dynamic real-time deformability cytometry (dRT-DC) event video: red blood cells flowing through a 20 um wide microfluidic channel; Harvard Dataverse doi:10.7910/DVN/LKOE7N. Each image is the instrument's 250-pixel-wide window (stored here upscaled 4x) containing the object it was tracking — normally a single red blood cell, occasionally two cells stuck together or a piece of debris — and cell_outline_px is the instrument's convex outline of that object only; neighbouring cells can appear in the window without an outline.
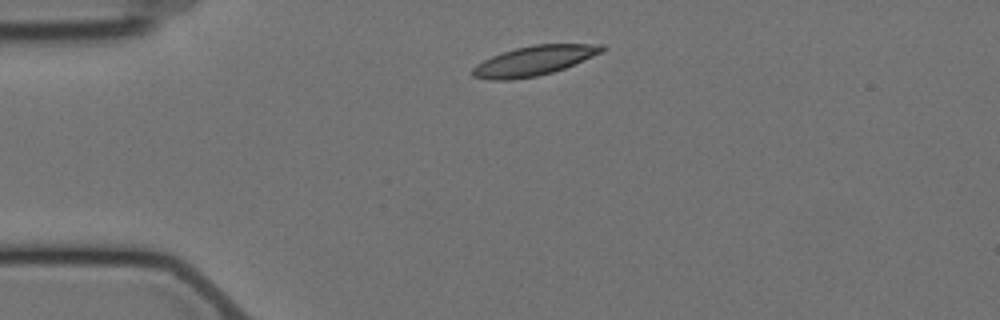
{"species": "Egyptian fruit bat (a non-hibernating species)", "species_latin": "Rousettus aegyptiacus", "temperature_condition": "cold", "stored_images_in_passage": 1, "camera_frame_rate_fps": 3000, "um_per_image_px": 0.085, "animal": {"sex": "female"}, "frame": {"image": 1, "passage_image": 1, "time_ms": 0.0, "image_size_px": [1000, 320], "cell_outline_px": [[604, 48], [600, 52], [592, 56], [564, 68], [552, 72], [536, 76], [512, 80], [488, 80], [472, 76], [472, 68], [476, 64], [492, 56], [516, 48], [536, 44], [604, 44]], "centroid_in_image_um": [45.33, 5.17], "position_along_channel_um": 39.7, "area_um2": 22.02}}